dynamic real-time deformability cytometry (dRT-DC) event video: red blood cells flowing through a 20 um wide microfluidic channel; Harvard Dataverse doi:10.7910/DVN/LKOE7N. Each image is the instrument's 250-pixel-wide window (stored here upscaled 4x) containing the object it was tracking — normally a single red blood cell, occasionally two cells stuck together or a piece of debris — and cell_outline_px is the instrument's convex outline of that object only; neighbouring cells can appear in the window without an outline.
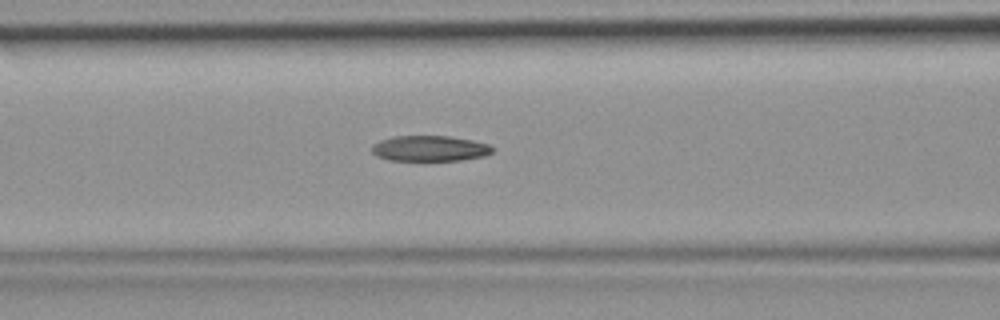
{"species": "common noctule bat (a hibernating species)", "species_latin": "Nyctalus noctula", "temperature_condition": "room temperature", "stored_images_in_passage": 44, "camera_frame_rate_fps": 3000, "um_per_image_px": 0.085, "animal": {"sex": "female", "body_mass_g": 19.9}, "frame": {"image": 1, "passage_image": 18, "time_ms": 5.667, "image_size_px": [1000, 320], "cell_outline_px": [[492, 152], [484, 156], [460, 160], [388, 160], [376, 156], [372, 152], [372, 144], [380, 140], [392, 136], [448, 136], [472, 140], [488, 144], [492, 148]], "centroid_in_image_um": [36.48, 12.61], "position_along_channel_um": 130.1, "area_um2": 17.92}}
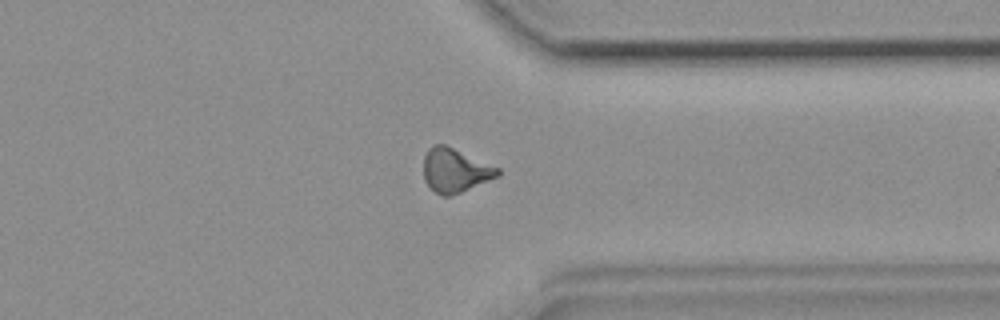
{"frame": {"image": 2, "passage_image": 34, "time_ms": 11.0, "image_size_px": [1000, 320], "cell_outline_px": [[500, 176], [452, 196], [440, 196], [424, 180], [424, 156], [428, 148], [432, 144], [444, 144], [500, 168]], "centroid_in_image_um": [38.69, 14.48], "position_along_channel_um": 372.7, "area_um2": 19.02}}
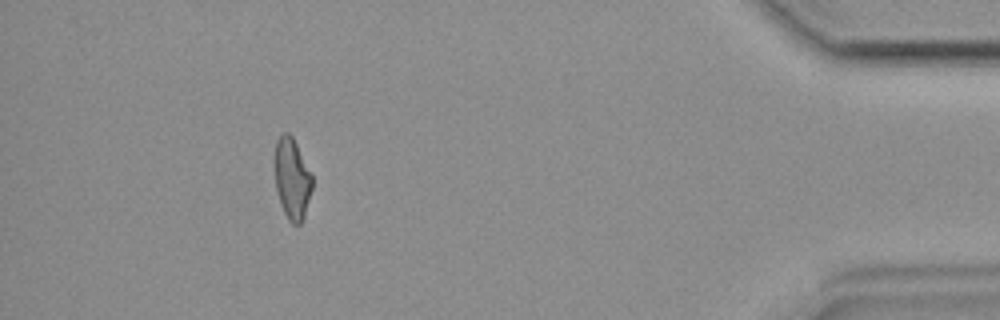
{"frame": {"image": 3, "passage_image": 40, "time_ms": 13.0, "image_size_px": [1000, 320], "cell_outline_px": [[312, 188], [304, 216], [300, 224], [292, 224], [288, 220], [280, 204], [276, 188], [272, 160], [276, 140], [284, 132], [288, 132], [292, 136], [312, 176]], "centroid_in_image_um": [24.77, 15.16], "position_along_channel_um": 410.4, "area_um2": 17.92}}